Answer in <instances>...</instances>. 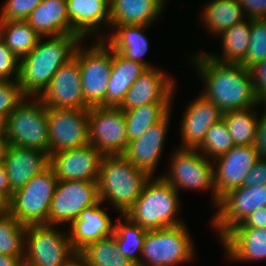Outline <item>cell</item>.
<instances>
[{
	"label": "cell",
	"mask_w": 266,
	"mask_h": 266,
	"mask_svg": "<svg viewBox=\"0 0 266 266\" xmlns=\"http://www.w3.org/2000/svg\"><path fill=\"white\" fill-rule=\"evenodd\" d=\"M204 89L200 94L212 101L223 113L264 106L256 96L249 68L241 64L220 63L206 52L190 56Z\"/></svg>",
	"instance_id": "cell-1"
},
{
	"label": "cell",
	"mask_w": 266,
	"mask_h": 266,
	"mask_svg": "<svg viewBox=\"0 0 266 266\" xmlns=\"http://www.w3.org/2000/svg\"><path fill=\"white\" fill-rule=\"evenodd\" d=\"M47 38V39H45ZM40 37L20 60L19 85L26 97H39L57 70L74 56L83 41L78 34Z\"/></svg>",
	"instance_id": "cell-2"
},
{
	"label": "cell",
	"mask_w": 266,
	"mask_h": 266,
	"mask_svg": "<svg viewBox=\"0 0 266 266\" xmlns=\"http://www.w3.org/2000/svg\"><path fill=\"white\" fill-rule=\"evenodd\" d=\"M149 178L123 155H103L97 180L100 201L125 215Z\"/></svg>",
	"instance_id": "cell-3"
},
{
	"label": "cell",
	"mask_w": 266,
	"mask_h": 266,
	"mask_svg": "<svg viewBox=\"0 0 266 266\" xmlns=\"http://www.w3.org/2000/svg\"><path fill=\"white\" fill-rule=\"evenodd\" d=\"M179 192L160 175L151 176L141 194L126 212L132 222L145 230H156L184 223L178 214L181 210Z\"/></svg>",
	"instance_id": "cell-4"
},
{
	"label": "cell",
	"mask_w": 266,
	"mask_h": 266,
	"mask_svg": "<svg viewBox=\"0 0 266 266\" xmlns=\"http://www.w3.org/2000/svg\"><path fill=\"white\" fill-rule=\"evenodd\" d=\"M60 228L62 226L48 224L27 225L24 266H67L78 257L68 232H62Z\"/></svg>",
	"instance_id": "cell-5"
},
{
	"label": "cell",
	"mask_w": 266,
	"mask_h": 266,
	"mask_svg": "<svg viewBox=\"0 0 266 266\" xmlns=\"http://www.w3.org/2000/svg\"><path fill=\"white\" fill-rule=\"evenodd\" d=\"M8 145L49 153L47 107L38 97H26L4 121Z\"/></svg>",
	"instance_id": "cell-6"
},
{
	"label": "cell",
	"mask_w": 266,
	"mask_h": 266,
	"mask_svg": "<svg viewBox=\"0 0 266 266\" xmlns=\"http://www.w3.org/2000/svg\"><path fill=\"white\" fill-rule=\"evenodd\" d=\"M186 225L147 230L138 266H177L193 260L196 249Z\"/></svg>",
	"instance_id": "cell-7"
},
{
	"label": "cell",
	"mask_w": 266,
	"mask_h": 266,
	"mask_svg": "<svg viewBox=\"0 0 266 266\" xmlns=\"http://www.w3.org/2000/svg\"><path fill=\"white\" fill-rule=\"evenodd\" d=\"M57 182V177L49 166L33 176L23 188L12 193L8 202V212L26 226L47 224Z\"/></svg>",
	"instance_id": "cell-8"
},
{
	"label": "cell",
	"mask_w": 266,
	"mask_h": 266,
	"mask_svg": "<svg viewBox=\"0 0 266 266\" xmlns=\"http://www.w3.org/2000/svg\"><path fill=\"white\" fill-rule=\"evenodd\" d=\"M84 42L78 45V63L85 103L90 108L106 107L113 50L103 40H94L91 46H83Z\"/></svg>",
	"instance_id": "cell-9"
},
{
	"label": "cell",
	"mask_w": 266,
	"mask_h": 266,
	"mask_svg": "<svg viewBox=\"0 0 266 266\" xmlns=\"http://www.w3.org/2000/svg\"><path fill=\"white\" fill-rule=\"evenodd\" d=\"M171 154L168 174L161 176L178 192L182 190L211 192V203L215 208L219 203L214 188L213 161L196 149L176 148ZM211 160V161H210Z\"/></svg>",
	"instance_id": "cell-10"
},
{
	"label": "cell",
	"mask_w": 266,
	"mask_h": 266,
	"mask_svg": "<svg viewBox=\"0 0 266 266\" xmlns=\"http://www.w3.org/2000/svg\"><path fill=\"white\" fill-rule=\"evenodd\" d=\"M100 201L97 182L58 180L47 218L48 225L67 226Z\"/></svg>",
	"instance_id": "cell-11"
},
{
	"label": "cell",
	"mask_w": 266,
	"mask_h": 266,
	"mask_svg": "<svg viewBox=\"0 0 266 266\" xmlns=\"http://www.w3.org/2000/svg\"><path fill=\"white\" fill-rule=\"evenodd\" d=\"M264 207H266V185L234 188L220 198L210 225L220 240L256 209Z\"/></svg>",
	"instance_id": "cell-12"
},
{
	"label": "cell",
	"mask_w": 266,
	"mask_h": 266,
	"mask_svg": "<svg viewBox=\"0 0 266 266\" xmlns=\"http://www.w3.org/2000/svg\"><path fill=\"white\" fill-rule=\"evenodd\" d=\"M88 114L89 109L47 108L49 155L90 144Z\"/></svg>",
	"instance_id": "cell-13"
},
{
	"label": "cell",
	"mask_w": 266,
	"mask_h": 266,
	"mask_svg": "<svg viewBox=\"0 0 266 266\" xmlns=\"http://www.w3.org/2000/svg\"><path fill=\"white\" fill-rule=\"evenodd\" d=\"M89 142L103 155H122L128 145L123 110L91 107L88 114Z\"/></svg>",
	"instance_id": "cell-14"
},
{
	"label": "cell",
	"mask_w": 266,
	"mask_h": 266,
	"mask_svg": "<svg viewBox=\"0 0 266 266\" xmlns=\"http://www.w3.org/2000/svg\"><path fill=\"white\" fill-rule=\"evenodd\" d=\"M47 108L89 109L82 92L78 63V46L74 56L53 75L46 89L38 97Z\"/></svg>",
	"instance_id": "cell-15"
},
{
	"label": "cell",
	"mask_w": 266,
	"mask_h": 266,
	"mask_svg": "<svg viewBox=\"0 0 266 266\" xmlns=\"http://www.w3.org/2000/svg\"><path fill=\"white\" fill-rule=\"evenodd\" d=\"M175 85V79L161 68H147L131 85L118 108L125 111L150 103H172Z\"/></svg>",
	"instance_id": "cell-16"
},
{
	"label": "cell",
	"mask_w": 266,
	"mask_h": 266,
	"mask_svg": "<svg viewBox=\"0 0 266 266\" xmlns=\"http://www.w3.org/2000/svg\"><path fill=\"white\" fill-rule=\"evenodd\" d=\"M259 159L254 145L234 146L213 159L214 188L220 199L228 191L241 187L245 176Z\"/></svg>",
	"instance_id": "cell-17"
},
{
	"label": "cell",
	"mask_w": 266,
	"mask_h": 266,
	"mask_svg": "<svg viewBox=\"0 0 266 266\" xmlns=\"http://www.w3.org/2000/svg\"><path fill=\"white\" fill-rule=\"evenodd\" d=\"M103 154L93 145L50 155V167L57 180L97 182Z\"/></svg>",
	"instance_id": "cell-18"
},
{
	"label": "cell",
	"mask_w": 266,
	"mask_h": 266,
	"mask_svg": "<svg viewBox=\"0 0 266 266\" xmlns=\"http://www.w3.org/2000/svg\"><path fill=\"white\" fill-rule=\"evenodd\" d=\"M172 110L159 122L149 127L139 138L130 141L122 154L136 168L145 171L150 177L156 176L158 163L165 146Z\"/></svg>",
	"instance_id": "cell-19"
},
{
	"label": "cell",
	"mask_w": 266,
	"mask_h": 266,
	"mask_svg": "<svg viewBox=\"0 0 266 266\" xmlns=\"http://www.w3.org/2000/svg\"><path fill=\"white\" fill-rule=\"evenodd\" d=\"M66 7L71 27L83 40H103L110 32L109 0H66Z\"/></svg>",
	"instance_id": "cell-20"
},
{
	"label": "cell",
	"mask_w": 266,
	"mask_h": 266,
	"mask_svg": "<svg viewBox=\"0 0 266 266\" xmlns=\"http://www.w3.org/2000/svg\"><path fill=\"white\" fill-rule=\"evenodd\" d=\"M223 112L210 100L199 94L185 108L181 120V149H197L209 128L222 119Z\"/></svg>",
	"instance_id": "cell-21"
},
{
	"label": "cell",
	"mask_w": 266,
	"mask_h": 266,
	"mask_svg": "<svg viewBox=\"0 0 266 266\" xmlns=\"http://www.w3.org/2000/svg\"><path fill=\"white\" fill-rule=\"evenodd\" d=\"M8 173L12 193L23 188L35 175L50 166V155L45 151L8 145L2 160Z\"/></svg>",
	"instance_id": "cell-22"
},
{
	"label": "cell",
	"mask_w": 266,
	"mask_h": 266,
	"mask_svg": "<svg viewBox=\"0 0 266 266\" xmlns=\"http://www.w3.org/2000/svg\"><path fill=\"white\" fill-rule=\"evenodd\" d=\"M99 201L96 205L85 208L69 227L68 235L73 248L79 252L88 243L114 234L115 224L110 215L102 208Z\"/></svg>",
	"instance_id": "cell-23"
},
{
	"label": "cell",
	"mask_w": 266,
	"mask_h": 266,
	"mask_svg": "<svg viewBox=\"0 0 266 266\" xmlns=\"http://www.w3.org/2000/svg\"><path fill=\"white\" fill-rule=\"evenodd\" d=\"M219 241L230 261L266 260L265 228H231Z\"/></svg>",
	"instance_id": "cell-24"
},
{
	"label": "cell",
	"mask_w": 266,
	"mask_h": 266,
	"mask_svg": "<svg viewBox=\"0 0 266 266\" xmlns=\"http://www.w3.org/2000/svg\"><path fill=\"white\" fill-rule=\"evenodd\" d=\"M151 25H110L112 33L106 35L103 41L115 52L127 60L141 63L146 68H154L143 59L149 50L146 28ZM108 36V37H107Z\"/></svg>",
	"instance_id": "cell-25"
},
{
	"label": "cell",
	"mask_w": 266,
	"mask_h": 266,
	"mask_svg": "<svg viewBox=\"0 0 266 266\" xmlns=\"http://www.w3.org/2000/svg\"><path fill=\"white\" fill-rule=\"evenodd\" d=\"M110 25H154L166 0H109Z\"/></svg>",
	"instance_id": "cell-26"
},
{
	"label": "cell",
	"mask_w": 266,
	"mask_h": 266,
	"mask_svg": "<svg viewBox=\"0 0 266 266\" xmlns=\"http://www.w3.org/2000/svg\"><path fill=\"white\" fill-rule=\"evenodd\" d=\"M26 22L40 37L77 34L67 15L66 0H43L30 13Z\"/></svg>",
	"instance_id": "cell-27"
},
{
	"label": "cell",
	"mask_w": 266,
	"mask_h": 266,
	"mask_svg": "<svg viewBox=\"0 0 266 266\" xmlns=\"http://www.w3.org/2000/svg\"><path fill=\"white\" fill-rule=\"evenodd\" d=\"M147 68L113 51L112 70L106 90V107H118L131 85Z\"/></svg>",
	"instance_id": "cell-28"
},
{
	"label": "cell",
	"mask_w": 266,
	"mask_h": 266,
	"mask_svg": "<svg viewBox=\"0 0 266 266\" xmlns=\"http://www.w3.org/2000/svg\"><path fill=\"white\" fill-rule=\"evenodd\" d=\"M199 12L201 24L212 36L218 37L233 25L246 19L238 0H209Z\"/></svg>",
	"instance_id": "cell-29"
},
{
	"label": "cell",
	"mask_w": 266,
	"mask_h": 266,
	"mask_svg": "<svg viewBox=\"0 0 266 266\" xmlns=\"http://www.w3.org/2000/svg\"><path fill=\"white\" fill-rule=\"evenodd\" d=\"M250 31L251 19L246 18L218 36L222 44L220 56L209 51L207 54L220 63L241 64L250 44Z\"/></svg>",
	"instance_id": "cell-30"
},
{
	"label": "cell",
	"mask_w": 266,
	"mask_h": 266,
	"mask_svg": "<svg viewBox=\"0 0 266 266\" xmlns=\"http://www.w3.org/2000/svg\"><path fill=\"white\" fill-rule=\"evenodd\" d=\"M78 257L87 266H136L121 255L115 234L88 243L78 252Z\"/></svg>",
	"instance_id": "cell-31"
},
{
	"label": "cell",
	"mask_w": 266,
	"mask_h": 266,
	"mask_svg": "<svg viewBox=\"0 0 266 266\" xmlns=\"http://www.w3.org/2000/svg\"><path fill=\"white\" fill-rule=\"evenodd\" d=\"M171 107L172 103H150L123 111L128 142L139 138L149 127L161 121Z\"/></svg>",
	"instance_id": "cell-32"
},
{
	"label": "cell",
	"mask_w": 266,
	"mask_h": 266,
	"mask_svg": "<svg viewBox=\"0 0 266 266\" xmlns=\"http://www.w3.org/2000/svg\"><path fill=\"white\" fill-rule=\"evenodd\" d=\"M0 38L21 60L37 45L40 35L26 21H0Z\"/></svg>",
	"instance_id": "cell-33"
},
{
	"label": "cell",
	"mask_w": 266,
	"mask_h": 266,
	"mask_svg": "<svg viewBox=\"0 0 266 266\" xmlns=\"http://www.w3.org/2000/svg\"><path fill=\"white\" fill-rule=\"evenodd\" d=\"M121 217L117 218L114 229L117 247L121 255L138 266L147 230L132 222L127 216Z\"/></svg>",
	"instance_id": "cell-34"
},
{
	"label": "cell",
	"mask_w": 266,
	"mask_h": 266,
	"mask_svg": "<svg viewBox=\"0 0 266 266\" xmlns=\"http://www.w3.org/2000/svg\"><path fill=\"white\" fill-rule=\"evenodd\" d=\"M257 107L223 113L228 131L235 146L254 145L259 113Z\"/></svg>",
	"instance_id": "cell-35"
},
{
	"label": "cell",
	"mask_w": 266,
	"mask_h": 266,
	"mask_svg": "<svg viewBox=\"0 0 266 266\" xmlns=\"http://www.w3.org/2000/svg\"><path fill=\"white\" fill-rule=\"evenodd\" d=\"M26 228L9 212L0 215V255L24 257Z\"/></svg>",
	"instance_id": "cell-36"
},
{
	"label": "cell",
	"mask_w": 266,
	"mask_h": 266,
	"mask_svg": "<svg viewBox=\"0 0 266 266\" xmlns=\"http://www.w3.org/2000/svg\"><path fill=\"white\" fill-rule=\"evenodd\" d=\"M234 146L228 127L222 118L209 128L204 140L196 150L206 158L213 160Z\"/></svg>",
	"instance_id": "cell-37"
},
{
	"label": "cell",
	"mask_w": 266,
	"mask_h": 266,
	"mask_svg": "<svg viewBox=\"0 0 266 266\" xmlns=\"http://www.w3.org/2000/svg\"><path fill=\"white\" fill-rule=\"evenodd\" d=\"M266 59V19H251L250 44L241 63L245 68Z\"/></svg>",
	"instance_id": "cell-38"
},
{
	"label": "cell",
	"mask_w": 266,
	"mask_h": 266,
	"mask_svg": "<svg viewBox=\"0 0 266 266\" xmlns=\"http://www.w3.org/2000/svg\"><path fill=\"white\" fill-rule=\"evenodd\" d=\"M25 98L18 80H0V119L5 121Z\"/></svg>",
	"instance_id": "cell-39"
},
{
	"label": "cell",
	"mask_w": 266,
	"mask_h": 266,
	"mask_svg": "<svg viewBox=\"0 0 266 266\" xmlns=\"http://www.w3.org/2000/svg\"><path fill=\"white\" fill-rule=\"evenodd\" d=\"M43 0H5L0 21H26L30 13Z\"/></svg>",
	"instance_id": "cell-40"
},
{
	"label": "cell",
	"mask_w": 266,
	"mask_h": 266,
	"mask_svg": "<svg viewBox=\"0 0 266 266\" xmlns=\"http://www.w3.org/2000/svg\"><path fill=\"white\" fill-rule=\"evenodd\" d=\"M20 60L0 38V80H18Z\"/></svg>",
	"instance_id": "cell-41"
},
{
	"label": "cell",
	"mask_w": 266,
	"mask_h": 266,
	"mask_svg": "<svg viewBox=\"0 0 266 266\" xmlns=\"http://www.w3.org/2000/svg\"><path fill=\"white\" fill-rule=\"evenodd\" d=\"M249 71L256 96L266 103V59L253 64Z\"/></svg>",
	"instance_id": "cell-42"
},
{
	"label": "cell",
	"mask_w": 266,
	"mask_h": 266,
	"mask_svg": "<svg viewBox=\"0 0 266 266\" xmlns=\"http://www.w3.org/2000/svg\"><path fill=\"white\" fill-rule=\"evenodd\" d=\"M266 185V159L259 158L245 176L242 186L254 187Z\"/></svg>",
	"instance_id": "cell-43"
},
{
	"label": "cell",
	"mask_w": 266,
	"mask_h": 266,
	"mask_svg": "<svg viewBox=\"0 0 266 266\" xmlns=\"http://www.w3.org/2000/svg\"><path fill=\"white\" fill-rule=\"evenodd\" d=\"M248 19H266V0H238Z\"/></svg>",
	"instance_id": "cell-44"
},
{
	"label": "cell",
	"mask_w": 266,
	"mask_h": 266,
	"mask_svg": "<svg viewBox=\"0 0 266 266\" xmlns=\"http://www.w3.org/2000/svg\"><path fill=\"white\" fill-rule=\"evenodd\" d=\"M264 107H266L264 105ZM258 116L257 133L254 141V148L258 153V157L266 159V108Z\"/></svg>",
	"instance_id": "cell-45"
},
{
	"label": "cell",
	"mask_w": 266,
	"mask_h": 266,
	"mask_svg": "<svg viewBox=\"0 0 266 266\" xmlns=\"http://www.w3.org/2000/svg\"><path fill=\"white\" fill-rule=\"evenodd\" d=\"M233 228H265L266 229V207L256 209L242 223Z\"/></svg>",
	"instance_id": "cell-46"
},
{
	"label": "cell",
	"mask_w": 266,
	"mask_h": 266,
	"mask_svg": "<svg viewBox=\"0 0 266 266\" xmlns=\"http://www.w3.org/2000/svg\"><path fill=\"white\" fill-rule=\"evenodd\" d=\"M0 194H2L8 201L11 198V188L8 179V173L5 170V166L0 161Z\"/></svg>",
	"instance_id": "cell-47"
},
{
	"label": "cell",
	"mask_w": 266,
	"mask_h": 266,
	"mask_svg": "<svg viewBox=\"0 0 266 266\" xmlns=\"http://www.w3.org/2000/svg\"><path fill=\"white\" fill-rule=\"evenodd\" d=\"M0 266H24L23 257L0 255Z\"/></svg>",
	"instance_id": "cell-48"
},
{
	"label": "cell",
	"mask_w": 266,
	"mask_h": 266,
	"mask_svg": "<svg viewBox=\"0 0 266 266\" xmlns=\"http://www.w3.org/2000/svg\"><path fill=\"white\" fill-rule=\"evenodd\" d=\"M7 146H8V141L5 136V132L3 131L2 133H0V161H2L4 158Z\"/></svg>",
	"instance_id": "cell-49"
},
{
	"label": "cell",
	"mask_w": 266,
	"mask_h": 266,
	"mask_svg": "<svg viewBox=\"0 0 266 266\" xmlns=\"http://www.w3.org/2000/svg\"><path fill=\"white\" fill-rule=\"evenodd\" d=\"M8 200L0 194V215L8 213Z\"/></svg>",
	"instance_id": "cell-50"
},
{
	"label": "cell",
	"mask_w": 266,
	"mask_h": 266,
	"mask_svg": "<svg viewBox=\"0 0 266 266\" xmlns=\"http://www.w3.org/2000/svg\"><path fill=\"white\" fill-rule=\"evenodd\" d=\"M67 266H87L79 257H76L69 265Z\"/></svg>",
	"instance_id": "cell-51"
},
{
	"label": "cell",
	"mask_w": 266,
	"mask_h": 266,
	"mask_svg": "<svg viewBox=\"0 0 266 266\" xmlns=\"http://www.w3.org/2000/svg\"><path fill=\"white\" fill-rule=\"evenodd\" d=\"M4 131V121L0 119V133Z\"/></svg>",
	"instance_id": "cell-52"
}]
</instances>
